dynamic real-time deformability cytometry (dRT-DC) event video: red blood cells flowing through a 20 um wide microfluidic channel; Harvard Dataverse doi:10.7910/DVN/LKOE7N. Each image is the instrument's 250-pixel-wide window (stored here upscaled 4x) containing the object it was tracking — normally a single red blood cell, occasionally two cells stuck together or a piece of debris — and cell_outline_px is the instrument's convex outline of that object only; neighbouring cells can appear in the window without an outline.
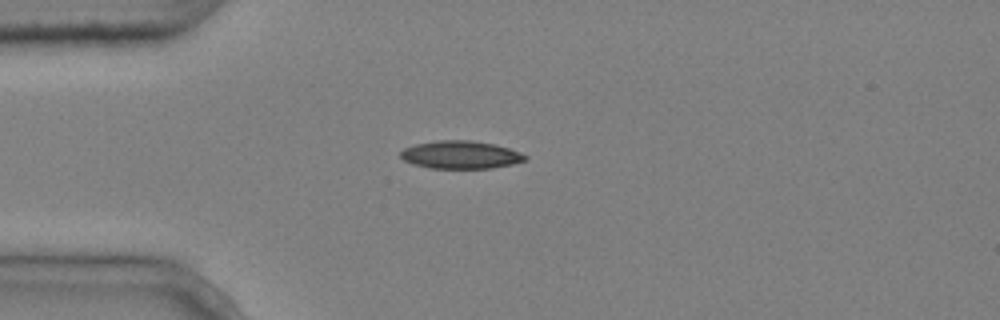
{"species": "common noctule bat (a hibernating species)", "species_latin": "Nyctalus noctula", "temperature_condition": "cold", "stored_images_in_passage": 6, "camera_frame_rate_fps": 3000, "um_per_image_px": 0.085, "animal": {"sex": "male", "body_mass_g": 20.4}, "frame": {"image": 1, "passage_image": 3, "time_ms": 0.667, "image_size_px": [1000, 320], "cell_outline_px": [[528, 160], [512, 164], [492, 168], [428, 168], [412, 164], [404, 160], [400, 156], [400, 152], [404, 148], [416, 144], [436, 140], [472, 140], [496, 144], [520, 152], [528, 156]], "centroid_in_image_um": [39.17, 13.15], "position_along_channel_um": 45.8, "area_um2": 20.4}}